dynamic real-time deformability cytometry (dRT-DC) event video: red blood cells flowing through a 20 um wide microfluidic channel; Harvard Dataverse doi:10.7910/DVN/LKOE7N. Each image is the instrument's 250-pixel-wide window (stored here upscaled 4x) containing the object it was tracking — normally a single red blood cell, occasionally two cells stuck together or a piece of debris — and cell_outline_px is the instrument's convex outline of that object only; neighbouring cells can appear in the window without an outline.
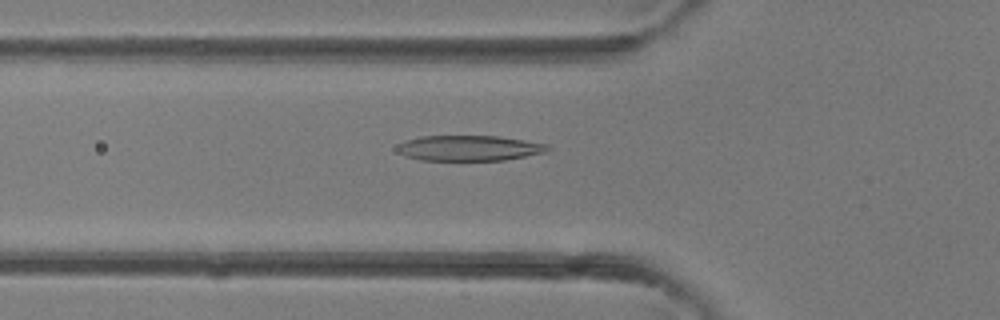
{"species": "common noctule bat (a hibernating species)", "species_latin": "Nyctalus noctula", "temperature_condition": "room temperature", "stored_images_in_passage": 36, "camera_frame_rate_fps": 3000, "um_per_image_px": 0.085, "animal": {"sex": "female"}, "frame": {"image": 1, "passage_image": 10, "time_ms": 3.0, "image_size_px": [1000, 320], "cell_outline_px": [[552, 148], [544, 152], [504, 160], [420, 160], [404, 156], [396, 148], [404, 140], [420, 136], [500, 136], [548, 144]], "centroid_in_image_um": [39.86, 12.58], "position_along_channel_um": 85.9, "area_um2": 22.25}}
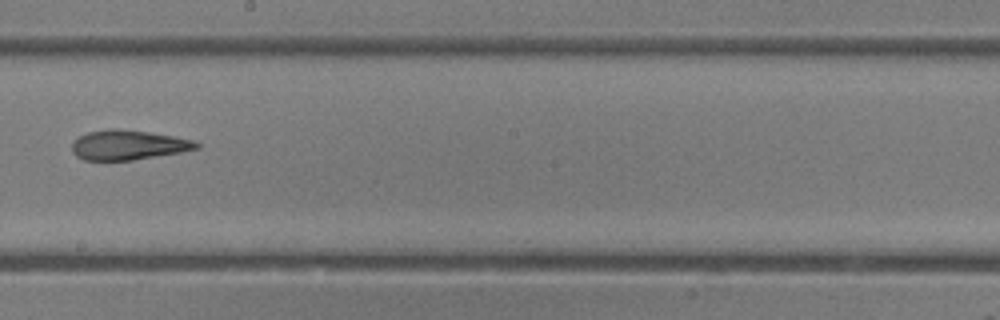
{"frame": {"image": 2, "passage_image": 19, "time_ms": 6.0, "image_size_px": [1000, 320], "cell_outline_px": [[200, 148], [180, 152], [132, 160], [84, 160], [76, 156], [72, 152], [72, 140], [88, 132], [108, 128], [120, 128], [148, 132], [172, 136], [192, 140], [200, 144]], "centroid_in_image_um": [10.85, 12.32], "position_along_channel_um": 237.3, "area_um2": 21.56}}
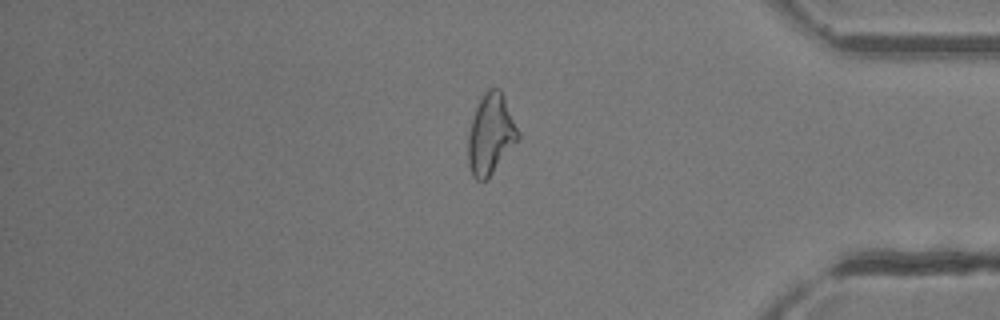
{"frame": {"image": 3, "passage_image": 30, "time_ms": 9.667, "image_size_px": [1000, 320], "cell_outline_px": [[520, 136], [492, 172], [484, 180], [476, 180], [472, 176], [468, 164], [468, 132], [476, 108], [484, 92], [488, 88], [500, 88], [504, 96], [520, 132]], "centroid_in_image_um": [41.7, 11.37], "position_along_channel_um": 393.5, "area_um2": 23.0}}